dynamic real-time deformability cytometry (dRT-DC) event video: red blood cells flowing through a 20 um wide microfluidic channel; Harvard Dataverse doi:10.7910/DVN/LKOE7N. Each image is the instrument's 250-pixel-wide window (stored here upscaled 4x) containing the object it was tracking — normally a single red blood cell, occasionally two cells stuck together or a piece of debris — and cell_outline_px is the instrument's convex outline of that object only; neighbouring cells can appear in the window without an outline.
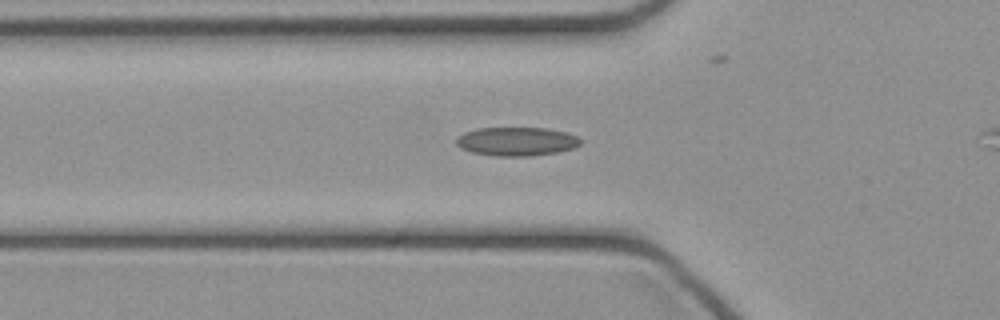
{"species": "common noctule bat (a hibernating species)", "species_latin": "Nyctalus noctula", "temperature_condition": "cold", "stored_images_in_passage": 40, "camera_frame_rate_fps": 3000, "um_per_image_px": 0.085, "animal": {"sex": "female", "body_mass_g": 21.9}, "frame": {"image": 1, "passage_image": 14, "time_ms": 4.333, "image_size_px": [1000, 320], "cell_outline_px": [[580, 144], [572, 148], [556, 152], [532, 156], [496, 156], [472, 152], [460, 148], [456, 144], [456, 140], [464, 132], [476, 128], [548, 128], [564, 132], [576, 136], [580, 140]], "centroid_in_image_um": [43.88, 12.02], "position_along_channel_um": 81.9, "area_um2": 20.63}}
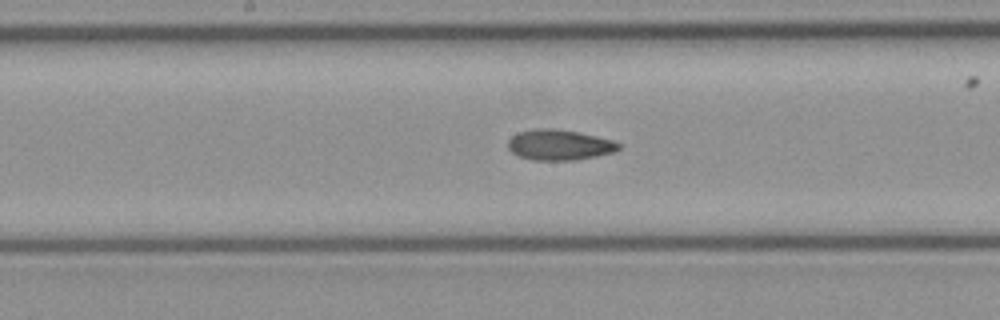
{"frame": {"image": 2, "passage_image": 22, "time_ms": 7.0, "image_size_px": [1000, 320], "cell_outline_px": [[620, 148], [616, 152], [596, 156], [572, 160], [532, 160], [520, 156], [512, 152], [508, 148], [508, 140], [516, 132], [540, 128], [552, 128], [576, 132], [596, 136], [612, 140], [620, 144]], "centroid_in_image_um": [47.53, 12.31], "position_along_channel_um": 200.7, "area_um2": 19.59}}
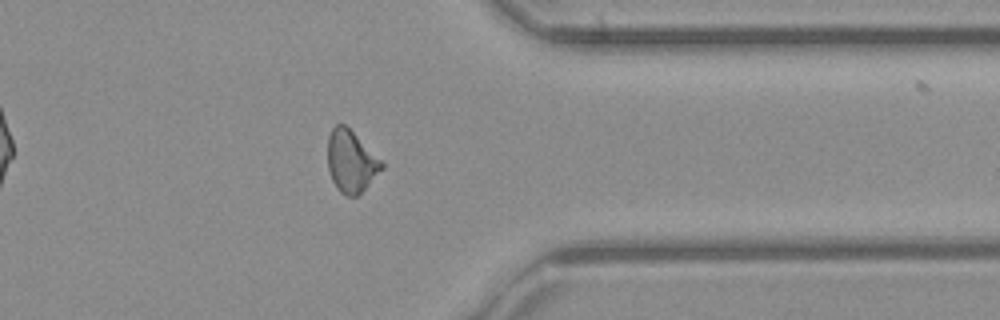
{"frame": {"image": 3, "passage_image": 35, "time_ms": 11.333, "image_size_px": [1000, 320], "cell_outline_px": [[384, 168], [356, 196], [344, 196], [336, 188], [332, 180], [328, 168], [328, 136], [332, 128], [336, 124], [344, 124], [384, 164]], "centroid_in_image_um": [29.8, 13.74], "position_along_channel_um": 381.6, "area_um2": 19.02}}